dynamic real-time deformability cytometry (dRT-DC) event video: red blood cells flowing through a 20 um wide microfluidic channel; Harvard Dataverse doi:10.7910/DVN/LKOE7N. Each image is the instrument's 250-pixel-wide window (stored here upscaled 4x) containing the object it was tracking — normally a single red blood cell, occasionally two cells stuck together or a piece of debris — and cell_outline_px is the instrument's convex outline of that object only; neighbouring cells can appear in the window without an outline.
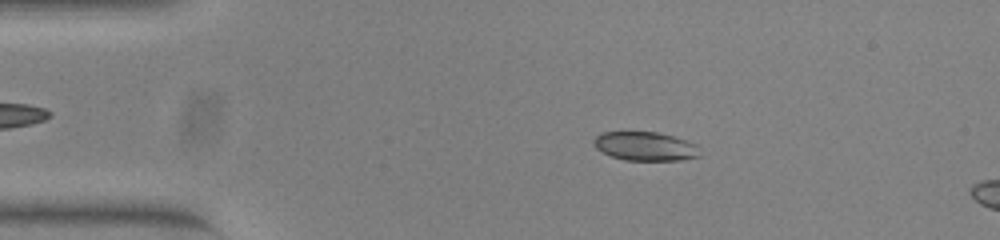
{"species": "common noctule bat (a hibernating species)", "species_latin": "Nyctalus noctula", "temperature_condition": "warm", "stored_images_in_passage": 11, "camera_frame_rate_fps": 3000, "um_per_image_px": 0.085, "animal": {"sex": "female", "body_mass_g": 23.0, "forearm_length_mm": 53.4}, "frame": {"image": 1, "passage_image": 7, "time_ms": 2.0, "image_size_px": [1000, 240], "cell_outline_px": [[700, 156], [680, 160], [624, 160], [612, 156], [596, 148], [592, 140], [600, 132], [656, 132], [672, 136], [696, 144]], "centroid_in_image_um": [54.81, 12.43], "position_along_channel_um": 30.2, "area_um2": 17.63}}